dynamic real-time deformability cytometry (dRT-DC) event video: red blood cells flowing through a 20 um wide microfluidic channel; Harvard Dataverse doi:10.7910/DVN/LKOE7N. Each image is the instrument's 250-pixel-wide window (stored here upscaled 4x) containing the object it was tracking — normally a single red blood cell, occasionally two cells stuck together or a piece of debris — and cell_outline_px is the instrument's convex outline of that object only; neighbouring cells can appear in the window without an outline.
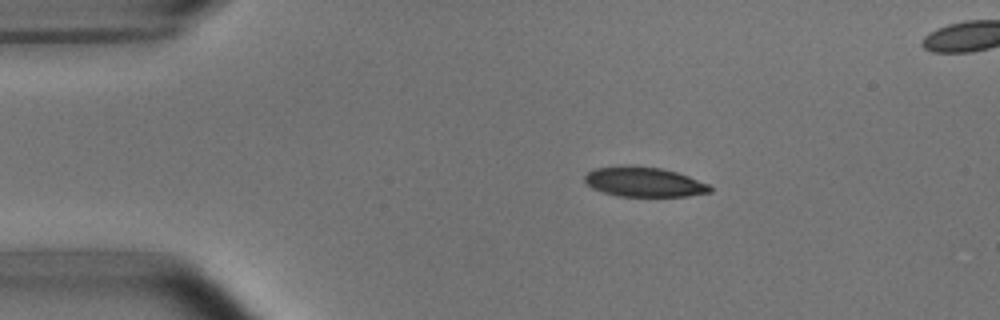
{"species": "common noctule bat (a hibernating species)", "species_latin": "Nyctalus noctula", "temperature_condition": "room temperature", "stored_images_in_passage": 7, "camera_frame_rate_fps": 3000, "um_per_image_px": 0.085, "animal": {"sex": "male", "body_mass_g": 15.6}, "frame": {"image": 1, "passage_image": 2, "time_ms": 1.333, "image_size_px": [1000, 320], "cell_outline_px": [[712, 192], [688, 196], [620, 196], [604, 192], [592, 188], [584, 180], [584, 176], [588, 172], [596, 168], [660, 168], [676, 172], [688, 176], [708, 184], [712, 188]], "centroid_in_image_um": [54.8, 15.51], "position_along_channel_um": 30.2, "area_um2": 20.81}}
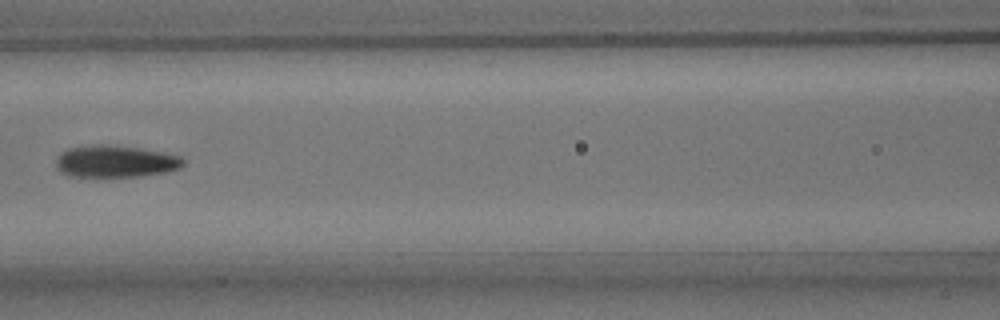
{"frame": {"image": 2, "passage_image": 6, "time_ms": 6.0, "image_size_px": [1000, 320], "cell_outline_px": [[184, 164], [180, 168], [168, 172], [140, 176], [68, 176], [60, 172], [56, 168], [56, 160], [64, 152], [72, 148], [100, 144], [136, 148], [164, 152], [180, 156], [184, 160]], "centroid_in_image_um": [9.85, 13.73], "position_along_channel_um": 156.7, "area_um2": 23.35}}
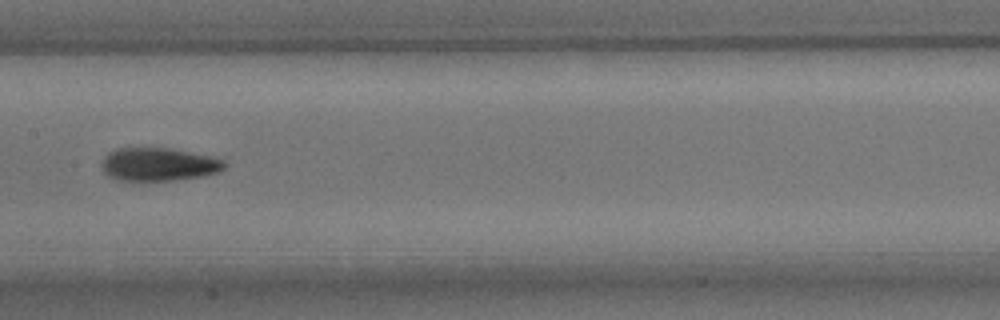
{"frame": {"image": 3, "passage_image": 7, "time_ms": 7.0, "image_size_px": [1000, 320], "cell_outline_px": [[228, 164], [220, 172], [204, 176], [176, 180], [116, 180], [108, 176], [104, 172], [104, 156], [108, 152], [116, 148], [168, 148], [212, 156], [224, 160]], "centroid_in_image_um": [13.54, 13.97], "position_along_channel_um": 193.9, "area_um2": 23.76}}